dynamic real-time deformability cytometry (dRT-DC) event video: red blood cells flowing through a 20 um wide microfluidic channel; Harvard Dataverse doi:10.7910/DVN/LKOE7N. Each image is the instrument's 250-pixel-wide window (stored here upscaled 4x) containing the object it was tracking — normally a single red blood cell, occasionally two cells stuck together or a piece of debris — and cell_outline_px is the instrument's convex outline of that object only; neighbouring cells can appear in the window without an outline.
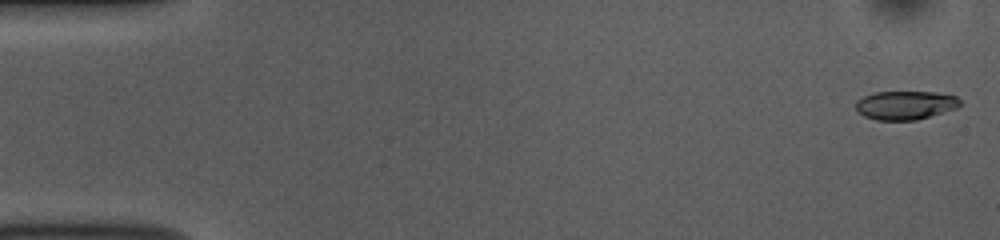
{"species": "common noctule bat (a hibernating species)", "species_latin": "Nyctalus noctula", "temperature_condition": "room temperature", "stored_images_in_passage": 53, "camera_frame_rate_fps": 3000, "um_per_image_px": 0.085, "animal": {"sex": "female", "body_mass_g": 10.0, "forearm_length_mm": 53.1}, "frame": {"image": 1, "passage_image": 1, "time_ms": 0.0, "image_size_px": [1000, 240], "cell_outline_px": [[960, 104], [956, 108], [916, 120], [876, 120], [864, 116], [856, 112], [856, 100], [864, 96], [876, 92], [936, 92], [956, 96], [960, 100]], "centroid_in_image_um": [76.92, 8.94], "position_along_channel_um": 8.1, "area_um2": 17.4}}
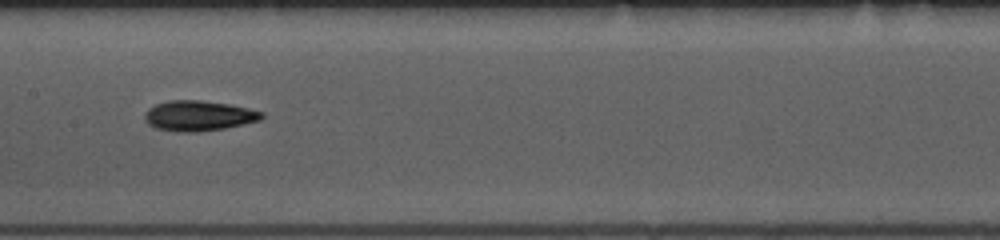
{"frame": {"image": 2, "passage_image": 26, "time_ms": 8.333, "image_size_px": [1000, 240], "cell_outline_px": [[264, 116], [260, 120], [244, 124], [224, 128], [200, 132], [180, 132], [156, 128], [148, 124], [144, 120], [144, 112], [148, 108], [156, 104], [168, 100], [200, 100], [228, 104], [248, 108], [264, 112]], "centroid_in_image_um": [16.86, 9.84], "position_along_channel_um": 190.5, "area_um2": 20.75}}
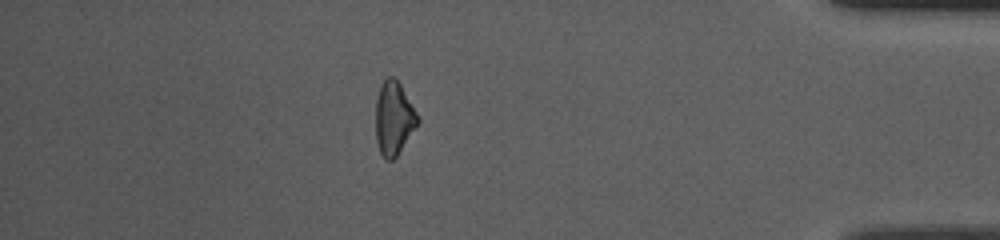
{"frame": {"image": 3, "passage_image": 46, "time_ms": 15.0, "image_size_px": [1000, 240], "cell_outline_px": [[420, 120], [396, 156], [392, 160], [384, 160], [380, 152], [376, 140], [376, 100], [380, 84], [388, 76], [396, 76], [420, 116]], "centroid_in_image_um": [33.47, 10.0], "position_along_channel_um": 401.7, "area_um2": 18.15}, "authors_computed_cell_mechanics": {"area_um2": 18.9584, "velocity_mm_per_s": 3.7851, "shape_relaxation_time_tau1_ms": 3.7997, "shape_relaxation_time_tau2_ms": 7.8916, "deformation_change_tau1": 0.1221, "deformation_change_tau2": 0.1813}}